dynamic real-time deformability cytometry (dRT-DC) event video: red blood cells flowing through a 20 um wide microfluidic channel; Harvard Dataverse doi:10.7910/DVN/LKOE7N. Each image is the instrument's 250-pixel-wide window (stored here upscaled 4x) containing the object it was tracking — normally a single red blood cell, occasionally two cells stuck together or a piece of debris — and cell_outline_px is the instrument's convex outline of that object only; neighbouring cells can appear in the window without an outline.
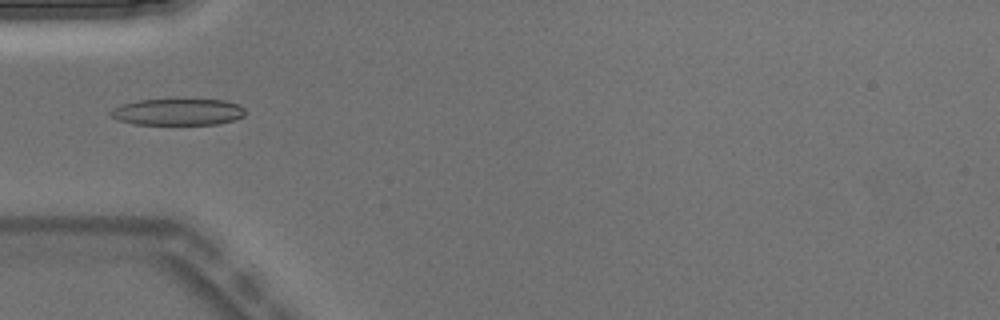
{"species": "Egyptian fruit bat (a non-hibernating species)", "species_latin": "Rousettus aegyptiacus", "temperature_condition": "warm", "stored_images_in_passage": 4, "camera_frame_rate_fps": 3000, "um_per_image_px": 0.085, "animal": {"sex": "male"}, "frame": {"image": 1, "passage_image": 4, "time_ms": 1.0, "image_size_px": [1000, 320], "cell_outline_px": [[244, 116], [236, 120], [216, 124], [132, 124], [116, 120], [108, 112], [112, 108], [136, 100], [224, 100], [240, 104], [244, 108]], "centroid_in_image_um": [15.11, 9.52], "position_along_channel_um": 69.9, "area_um2": 20.87}}